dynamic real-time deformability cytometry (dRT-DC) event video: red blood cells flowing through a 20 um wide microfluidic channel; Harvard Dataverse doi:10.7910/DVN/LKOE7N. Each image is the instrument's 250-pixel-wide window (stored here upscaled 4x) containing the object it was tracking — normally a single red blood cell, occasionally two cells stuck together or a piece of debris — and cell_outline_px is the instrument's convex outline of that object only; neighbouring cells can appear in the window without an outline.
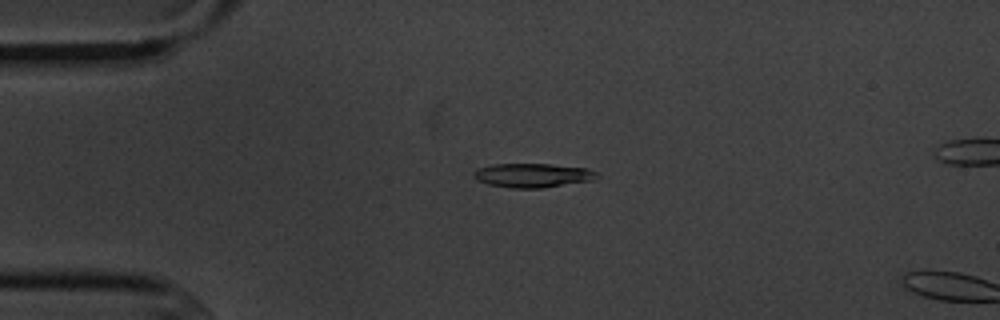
{"species": "common noctule bat (a hibernating species)", "species_latin": "Nyctalus noctula", "temperature_condition": "cold", "stored_images_in_passage": 4, "camera_frame_rate_fps": 3000, "um_per_image_px": 0.085, "animal": {"sex": "male", "body_mass_g": 20.1, "forearm_length_mm": 53.5}, "frame": {"image": 1, "passage_image": 3, "time_ms": 2.333, "image_size_px": [1000, 320], "cell_outline_px": [[600, 176], [592, 180], [544, 188], [512, 188], [488, 184], [476, 180], [472, 176], [472, 172], [476, 168], [492, 164], [552, 164], [584, 168], [596, 172]], "centroid_in_image_um": [45.22, 14.9], "position_along_channel_um": 39.8, "area_um2": 17.4}}